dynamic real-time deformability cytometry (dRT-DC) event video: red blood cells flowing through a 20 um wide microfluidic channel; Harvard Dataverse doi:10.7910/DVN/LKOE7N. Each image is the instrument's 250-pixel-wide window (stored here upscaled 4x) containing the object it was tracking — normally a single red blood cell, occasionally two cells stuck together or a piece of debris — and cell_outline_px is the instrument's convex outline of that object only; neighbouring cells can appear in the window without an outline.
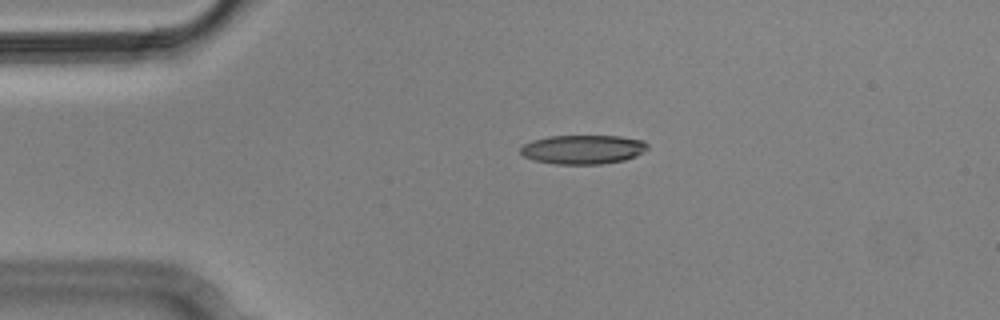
{"species": "Egyptian fruit bat (a non-hibernating species)", "species_latin": "Rousettus aegyptiacus", "temperature_condition": "cold", "stored_images_in_passage": 4, "camera_frame_rate_fps": 3000, "um_per_image_px": 0.085, "animal": {"sex": "male"}, "frame": {"image": 1, "passage_image": 3, "time_ms": 0.667, "image_size_px": [1000, 320], "cell_outline_px": [[648, 148], [644, 152], [636, 156], [624, 160], [600, 164], [556, 164], [532, 160], [524, 156], [520, 152], [520, 148], [524, 144], [532, 140], [548, 136], [620, 136], [644, 140], [648, 144]], "centroid_in_image_um": [49.56, 12.7], "position_along_channel_um": 35.4, "area_um2": 21.68}}